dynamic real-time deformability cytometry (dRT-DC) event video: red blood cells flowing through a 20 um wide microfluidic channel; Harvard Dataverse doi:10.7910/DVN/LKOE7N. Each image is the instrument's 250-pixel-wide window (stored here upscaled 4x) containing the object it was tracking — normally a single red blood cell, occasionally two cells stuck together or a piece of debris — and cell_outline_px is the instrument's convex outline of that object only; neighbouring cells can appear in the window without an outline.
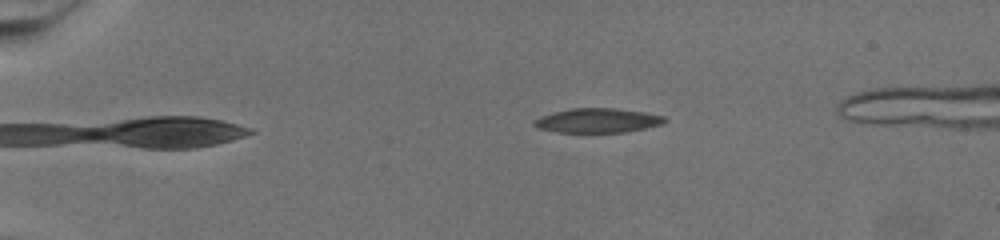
{"species": "common noctule bat (a hibernating species)", "species_latin": "Nyctalus noctula", "temperature_condition": "warm", "stored_images_in_passage": 61, "segment_of_instrument_passage": [1, 2], "camera_frame_rate_fps": 3000, "um_per_image_px": 0.085, "animal": {"sex": "female", "body_mass_g": 19.5, "forearm_length_mm": 54.1}, "frame": {"image": 1, "passage_image": 1, "time_ms": 0.0, "image_size_px": [1000, 240], "cell_outline_px": [[668, 120], [660, 124], [644, 128], [624, 132], [560, 132], [540, 128], [532, 124], [536, 120], [544, 116], [556, 112], [572, 108], [612, 108], [640, 112], [664, 116]], "centroid_in_image_um": [50.82, 10.24], "position_along_channel_um": 34.2, "area_um2": 17.92}}
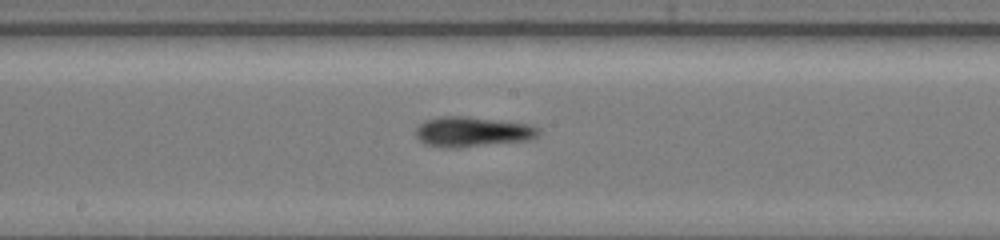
{"frame": {"image": 2, "passage_image": 28, "time_ms": 9.0, "image_size_px": [1000, 240], "cell_outline_px": [[536, 136], [528, 140], [456, 148], [444, 148], [428, 144], [420, 140], [416, 136], [416, 128], [420, 124], [428, 120], [444, 116], [464, 116], [524, 124], [536, 128]], "centroid_in_image_um": [40.06, 11.21], "position_along_channel_um": 208.1, "area_um2": 20.75}}
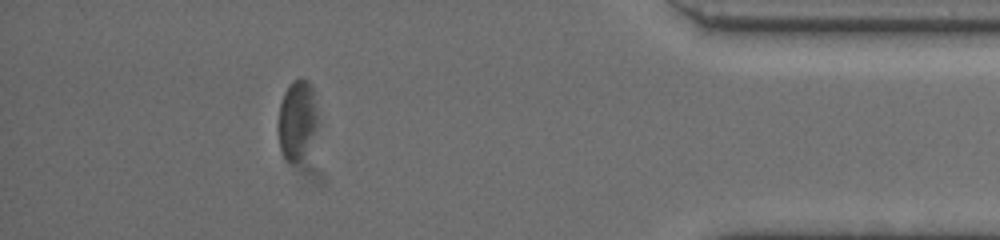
{"frame": {"image": 3, "passage_image": 53, "time_ms": 17.333, "image_size_px": [1000, 240], "cell_outline_px": [[316, 124], [304, 152], [296, 160], [288, 160], [284, 156], [280, 148], [280, 104], [284, 92], [292, 80], [300, 76], [308, 80], [312, 88], [316, 116]], "centroid_in_image_um": [25.23, 10.05], "position_along_channel_um": 410.0, "area_um2": 16.99}}